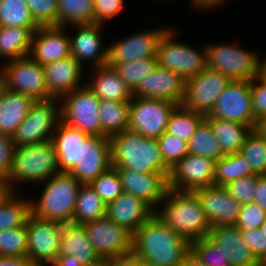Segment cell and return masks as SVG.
<instances>
[{
    "mask_svg": "<svg viewBox=\"0 0 266 266\" xmlns=\"http://www.w3.org/2000/svg\"><path fill=\"white\" fill-rule=\"evenodd\" d=\"M114 167L120 177L123 191L146 202L154 211L169 189L170 173H138L118 166ZM155 209H154V208Z\"/></svg>",
    "mask_w": 266,
    "mask_h": 266,
    "instance_id": "18",
    "label": "cell"
},
{
    "mask_svg": "<svg viewBox=\"0 0 266 266\" xmlns=\"http://www.w3.org/2000/svg\"><path fill=\"white\" fill-rule=\"evenodd\" d=\"M212 226L235 225L241 204L225 186L211 185L193 191Z\"/></svg>",
    "mask_w": 266,
    "mask_h": 266,
    "instance_id": "19",
    "label": "cell"
},
{
    "mask_svg": "<svg viewBox=\"0 0 266 266\" xmlns=\"http://www.w3.org/2000/svg\"><path fill=\"white\" fill-rule=\"evenodd\" d=\"M90 135L60 121L51 137L60 172H68L79 163L80 144Z\"/></svg>",
    "mask_w": 266,
    "mask_h": 266,
    "instance_id": "28",
    "label": "cell"
},
{
    "mask_svg": "<svg viewBox=\"0 0 266 266\" xmlns=\"http://www.w3.org/2000/svg\"><path fill=\"white\" fill-rule=\"evenodd\" d=\"M266 220V211L254 202L241 205L240 213L235 226L242 232L260 229Z\"/></svg>",
    "mask_w": 266,
    "mask_h": 266,
    "instance_id": "48",
    "label": "cell"
},
{
    "mask_svg": "<svg viewBox=\"0 0 266 266\" xmlns=\"http://www.w3.org/2000/svg\"><path fill=\"white\" fill-rule=\"evenodd\" d=\"M133 92L140 82L158 66L157 57H146L130 62L108 64Z\"/></svg>",
    "mask_w": 266,
    "mask_h": 266,
    "instance_id": "41",
    "label": "cell"
},
{
    "mask_svg": "<svg viewBox=\"0 0 266 266\" xmlns=\"http://www.w3.org/2000/svg\"><path fill=\"white\" fill-rule=\"evenodd\" d=\"M34 102L31 97L4 87L0 93V134L12 138Z\"/></svg>",
    "mask_w": 266,
    "mask_h": 266,
    "instance_id": "29",
    "label": "cell"
},
{
    "mask_svg": "<svg viewBox=\"0 0 266 266\" xmlns=\"http://www.w3.org/2000/svg\"><path fill=\"white\" fill-rule=\"evenodd\" d=\"M154 210L142 199L123 192L107 204L106 217L134 233L153 214Z\"/></svg>",
    "mask_w": 266,
    "mask_h": 266,
    "instance_id": "25",
    "label": "cell"
},
{
    "mask_svg": "<svg viewBox=\"0 0 266 266\" xmlns=\"http://www.w3.org/2000/svg\"><path fill=\"white\" fill-rule=\"evenodd\" d=\"M48 93L61 98L81 86L82 65L71 55L43 66Z\"/></svg>",
    "mask_w": 266,
    "mask_h": 266,
    "instance_id": "24",
    "label": "cell"
},
{
    "mask_svg": "<svg viewBox=\"0 0 266 266\" xmlns=\"http://www.w3.org/2000/svg\"><path fill=\"white\" fill-rule=\"evenodd\" d=\"M93 81L87 87L105 101L130 102L133 92L126 82L108 64L92 68Z\"/></svg>",
    "mask_w": 266,
    "mask_h": 266,
    "instance_id": "27",
    "label": "cell"
},
{
    "mask_svg": "<svg viewBox=\"0 0 266 266\" xmlns=\"http://www.w3.org/2000/svg\"><path fill=\"white\" fill-rule=\"evenodd\" d=\"M4 87H5L4 86V76H3L2 69H0V93L3 90Z\"/></svg>",
    "mask_w": 266,
    "mask_h": 266,
    "instance_id": "64",
    "label": "cell"
},
{
    "mask_svg": "<svg viewBox=\"0 0 266 266\" xmlns=\"http://www.w3.org/2000/svg\"><path fill=\"white\" fill-rule=\"evenodd\" d=\"M164 163L172 169L188 154V142L165 132L158 139Z\"/></svg>",
    "mask_w": 266,
    "mask_h": 266,
    "instance_id": "46",
    "label": "cell"
},
{
    "mask_svg": "<svg viewBox=\"0 0 266 266\" xmlns=\"http://www.w3.org/2000/svg\"><path fill=\"white\" fill-rule=\"evenodd\" d=\"M89 184L106 204L124 192L119 174L112 166Z\"/></svg>",
    "mask_w": 266,
    "mask_h": 266,
    "instance_id": "45",
    "label": "cell"
},
{
    "mask_svg": "<svg viewBox=\"0 0 266 266\" xmlns=\"http://www.w3.org/2000/svg\"><path fill=\"white\" fill-rule=\"evenodd\" d=\"M204 119L202 114L177 105L169 117L166 132L188 142Z\"/></svg>",
    "mask_w": 266,
    "mask_h": 266,
    "instance_id": "39",
    "label": "cell"
},
{
    "mask_svg": "<svg viewBox=\"0 0 266 266\" xmlns=\"http://www.w3.org/2000/svg\"><path fill=\"white\" fill-rule=\"evenodd\" d=\"M260 266H266V257H265V259L260 263Z\"/></svg>",
    "mask_w": 266,
    "mask_h": 266,
    "instance_id": "66",
    "label": "cell"
},
{
    "mask_svg": "<svg viewBox=\"0 0 266 266\" xmlns=\"http://www.w3.org/2000/svg\"><path fill=\"white\" fill-rule=\"evenodd\" d=\"M257 53L237 44L206 45L207 68L226 75L231 81H251L259 76L261 60Z\"/></svg>",
    "mask_w": 266,
    "mask_h": 266,
    "instance_id": "6",
    "label": "cell"
},
{
    "mask_svg": "<svg viewBox=\"0 0 266 266\" xmlns=\"http://www.w3.org/2000/svg\"><path fill=\"white\" fill-rule=\"evenodd\" d=\"M239 153L249 162L256 175H266V136L257 128L247 134Z\"/></svg>",
    "mask_w": 266,
    "mask_h": 266,
    "instance_id": "40",
    "label": "cell"
},
{
    "mask_svg": "<svg viewBox=\"0 0 266 266\" xmlns=\"http://www.w3.org/2000/svg\"><path fill=\"white\" fill-rule=\"evenodd\" d=\"M14 144L11 137L0 134V178L8 179L12 168Z\"/></svg>",
    "mask_w": 266,
    "mask_h": 266,
    "instance_id": "53",
    "label": "cell"
},
{
    "mask_svg": "<svg viewBox=\"0 0 266 266\" xmlns=\"http://www.w3.org/2000/svg\"><path fill=\"white\" fill-rule=\"evenodd\" d=\"M27 257L38 266L51 265L58 256L62 223L30 215L27 223Z\"/></svg>",
    "mask_w": 266,
    "mask_h": 266,
    "instance_id": "14",
    "label": "cell"
},
{
    "mask_svg": "<svg viewBox=\"0 0 266 266\" xmlns=\"http://www.w3.org/2000/svg\"><path fill=\"white\" fill-rule=\"evenodd\" d=\"M169 28L135 33L108 46L107 64L130 62L146 57H157L158 43Z\"/></svg>",
    "mask_w": 266,
    "mask_h": 266,
    "instance_id": "20",
    "label": "cell"
},
{
    "mask_svg": "<svg viewBox=\"0 0 266 266\" xmlns=\"http://www.w3.org/2000/svg\"><path fill=\"white\" fill-rule=\"evenodd\" d=\"M207 237L221 247L232 266H260L235 225L212 226Z\"/></svg>",
    "mask_w": 266,
    "mask_h": 266,
    "instance_id": "26",
    "label": "cell"
},
{
    "mask_svg": "<svg viewBox=\"0 0 266 266\" xmlns=\"http://www.w3.org/2000/svg\"><path fill=\"white\" fill-rule=\"evenodd\" d=\"M188 153L218 161L224 156L210 124L204 119L188 141Z\"/></svg>",
    "mask_w": 266,
    "mask_h": 266,
    "instance_id": "38",
    "label": "cell"
},
{
    "mask_svg": "<svg viewBox=\"0 0 266 266\" xmlns=\"http://www.w3.org/2000/svg\"><path fill=\"white\" fill-rule=\"evenodd\" d=\"M111 167L108 137L90 135L80 144L79 163L67 173L82 184H89Z\"/></svg>",
    "mask_w": 266,
    "mask_h": 266,
    "instance_id": "16",
    "label": "cell"
},
{
    "mask_svg": "<svg viewBox=\"0 0 266 266\" xmlns=\"http://www.w3.org/2000/svg\"><path fill=\"white\" fill-rule=\"evenodd\" d=\"M113 266H149L143 260L137 258L133 254L113 259Z\"/></svg>",
    "mask_w": 266,
    "mask_h": 266,
    "instance_id": "56",
    "label": "cell"
},
{
    "mask_svg": "<svg viewBox=\"0 0 266 266\" xmlns=\"http://www.w3.org/2000/svg\"><path fill=\"white\" fill-rule=\"evenodd\" d=\"M256 175L249 162L239 152L228 154L215 162L214 185L226 186L230 182Z\"/></svg>",
    "mask_w": 266,
    "mask_h": 266,
    "instance_id": "35",
    "label": "cell"
},
{
    "mask_svg": "<svg viewBox=\"0 0 266 266\" xmlns=\"http://www.w3.org/2000/svg\"><path fill=\"white\" fill-rule=\"evenodd\" d=\"M205 117L235 121L255 129L258 123L252 109L250 81H231L218 97L210 115Z\"/></svg>",
    "mask_w": 266,
    "mask_h": 266,
    "instance_id": "15",
    "label": "cell"
},
{
    "mask_svg": "<svg viewBox=\"0 0 266 266\" xmlns=\"http://www.w3.org/2000/svg\"><path fill=\"white\" fill-rule=\"evenodd\" d=\"M225 187L241 205L252 203L256 192V175L238 178Z\"/></svg>",
    "mask_w": 266,
    "mask_h": 266,
    "instance_id": "49",
    "label": "cell"
},
{
    "mask_svg": "<svg viewBox=\"0 0 266 266\" xmlns=\"http://www.w3.org/2000/svg\"><path fill=\"white\" fill-rule=\"evenodd\" d=\"M50 266H83V264L75 256L58 254Z\"/></svg>",
    "mask_w": 266,
    "mask_h": 266,
    "instance_id": "57",
    "label": "cell"
},
{
    "mask_svg": "<svg viewBox=\"0 0 266 266\" xmlns=\"http://www.w3.org/2000/svg\"><path fill=\"white\" fill-rule=\"evenodd\" d=\"M44 183L39 200H30L31 215L62 224L72 223L76 198L82 183L67 172L53 175Z\"/></svg>",
    "mask_w": 266,
    "mask_h": 266,
    "instance_id": "4",
    "label": "cell"
},
{
    "mask_svg": "<svg viewBox=\"0 0 266 266\" xmlns=\"http://www.w3.org/2000/svg\"><path fill=\"white\" fill-rule=\"evenodd\" d=\"M82 87L60 98L61 121L89 135L102 136L99 104L100 99L82 83Z\"/></svg>",
    "mask_w": 266,
    "mask_h": 266,
    "instance_id": "8",
    "label": "cell"
},
{
    "mask_svg": "<svg viewBox=\"0 0 266 266\" xmlns=\"http://www.w3.org/2000/svg\"><path fill=\"white\" fill-rule=\"evenodd\" d=\"M12 192L0 205V231L24 226L31 215L30 199L17 196Z\"/></svg>",
    "mask_w": 266,
    "mask_h": 266,
    "instance_id": "37",
    "label": "cell"
},
{
    "mask_svg": "<svg viewBox=\"0 0 266 266\" xmlns=\"http://www.w3.org/2000/svg\"><path fill=\"white\" fill-rule=\"evenodd\" d=\"M111 166L138 173H170L164 163L158 140L125 130L109 138Z\"/></svg>",
    "mask_w": 266,
    "mask_h": 266,
    "instance_id": "3",
    "label": "cell"
},
{
    "mask_svg": "<svg viewBox=\"0 0 266 266\" xmlns=\"http://www.w3.org/2000/svg\"><path fill=\"white\" fill-rule=\"evenodd\" d=\"M39 27L58 26V0H25Z\"/></svg>",
    "mask_w": 266,
    "mask_h": 266,
    "instance_id": "47",
    "label": "cell"
},
{
    "mask_svg": "<svg viewBox=\"0 0 266 266\" xmlns=\"http://www.w3.org/2000/svg\"><path fill=\"white\" fill-rule=\"evenodd\" d=\"M5 64L0 67L5 88L25 94L35 101L52 99L48 93L43 66L32 57L13 59Z\"/></svg>",
    "mask_w": 266,
    "mask_h": 266,
    "instance_id": "10",
    "label": "cell"
},
{
    "mask_svg": "<svg viewBox=\"0 0 266 266\" xmlns=\"http://www.w3.org/2000/svg\"><path fill=\"white\" fill-rule=\"evenodd\" d=\"M130 102L105 101L99 104L103 137H112L128 130Z\"/></svg>",
    "mask_w": 266,
    "mask_h": 266,
    "instance_id": "34",
    "label": "cell"
},
{
    "mask_svg": "<svg viewBox=\"0 0 266 266\" xmlns=\"http://www.w3.org/2000/svg\"><path fill=\"white\" fill-rule=\"evenodd\" d=\"M193 5V8H196L197 10H207L211 8H215L218 5L221 6L222 3L224 4L226 0H190ZM228 1V0H227Z\"/></svg>",
    "mask_w": 266,
    "mask_h": 266,
    "instance_id": "58",
    "label": "cell"
},
{
    "mask_svg": "<svg viewBox=\"0 0 266 266\" xmlns=\"http://www.w3.org/2000/svg\"><path fill=\"white\" fill-rule=\"evenodd\" d=\"M0 266H38L28 257L0 256Z\"/></svg>",
    "mask_w": 266,
    "mask_h": 266,
    "instance_id": "55",
    "label": "cell"
},
{
    "mask_svg": "<svg viewBox=\"0 0 266 266\" xmlns=\"http://www.w3.org/2000/svg\"><path fill=\"white\" fill-rule=\"evenodd\" d=\"M83 266H113V259L110 258H100L98 261L92 264Z\"/></svg>",
    "mask_w": 266,
    "mask_h": 266,
    "instance_id": "60",
    "label": "cell"
},
{
    "mask_svg": "<svg viewBox=\"0 0 266 266\" xmlns=\"http://www.w3.org/2000/svg\"><path fill=\"white\" fill-rule=\"evenodd\" d=\"M257 130H259L264 136H266V117L258 122Z\"/></svg>",
    "mask_w": 266,
    "mask_h": 266,
    "instance_id": "63",
    "label": "cell"
},
{
    "mask_svg": "<svg viewBox=\"0 0 266 266\" xmlns=\"http://www.w3.org/2000/svg\"><path fill=\"white\" fill-rule=\"evenodd\" d=\"M215 162L211 158L188 153L171 169L169 188L193 192L214 185Z\"/></svg>",
    "mask_w": 266,
    "mask_h": 266,
    "instance_id": "17",
    "label": "cell"
},
{
    "mask_svg": "<svg viewBox=\"0 0 266 266\" xmlns=\"http://www.w3.org/2000/svg\"><path fill=\"white\" fill-rule=\"evenodd\" d=\"M0 26L39 28L25 0H2L0 5Z\"/></svg>",
    "mask_w": 266,
    "mask_h": 266,
    "instance_id": "42",
    "label": "cell"
},
{
    "mask_svg": "<svg viewBox=\"0 0 266 266\" xmlns=\"http://www.w3.org/2000/svg\"><path fill=\"white\" fill-rule=\"evenodd\" d=\"M177 104L164 99L133 96L130 101L128 130L158 139L166 132L169 117Z\"/></svg>",
    "mask_w": 266,
    "mask_h": 266,
    "instance_id": "11",
    "label": "cell"
},
{
    "mask_svg": "<svg viewBox=\"0 0 266 266\" xmlns=\"http://www.w3.org/2000/svg\"><path fill=\"white\" fill-rule=\"evenodd\" d=\"M190 256L203 266H232L230 258L208 237L190 242Z\"/></svg>",
    "mask_w": 266,
    "mask_h": 266,
    "instance_id": "43",
    "label": "cell"
},
{
    "mask_svg": "<svg viewBox=\"0 0 266 266\" xmlns=\"http://www.w3.org/2000/svg\"><path fill=\"white\" fill-rule=\"evenodd\" d=\"M37 29L0 26V57L10 61L29 56L33 34Z\"/></svg>",
    "mask_w": 266,
    "mask_h": 266,
    "instance_id": "31",
    "label": "cell"
},
{
    "mask_svg": "<svg viewBox=\"0 0 266 266\" xmlns=\"http://www.w3.org/2000/svg\"><path fill=\"white\" fill-rule=\"evenodd\" d=\"M58 254L75 256L83 265L95 263L100 259L91 245L85 227L74 223L62 224L61 244Z\"/></svg>",
    "mask_w": 266,
    "mask_h": 266,
    "instance_id": "30",
    "label": "cell"
},
{
    "mask_svg": "<svg viewBox=\"0 0 266 266\" xmlns=\"http://www.w3.org/2000/svg\"><path fill=\"white\" fill-rule=\"evenodd\" d=\"M157 215L171 230L189 243L207 237L212 227L194 192L168 189Z\"/></svg>",
    "mask_w": 266,
    "mask_h": 266,
    "instance_id": "2",
    "label": "cell"
},
{
    "mask_svg": "<svg viewBox=\"0 0 266 266\" xmlns=\"http://www.w3.org/2000/svg\"><path fill=\"white\" fill-rule=\"evenodd\" d=\"M60 173L58 158L51 140L14 147L12 168L8 176V183L14 187L18 182L43 183L53 175Z\"/></svg>",
    "mask_w": 266,
    "mask_h": 266,
    "instance_id": "5",
    "label": "cell"
},
{
    "mask_svg": "<svg viewBox=\"0 0 266 266\" xmlns=\"http://www.w3.org/2000/svg\"><path fill=\"white\" fill-rule=\"evenodd\" d=\"M13 192L9 183L5 179L0 178V205L8 198V196Z\"/></svg>",
    "mask_w": 266,
    "mask_h": 266,
    "instance_id": "59",
    "label": "cell"
},
{
    "mask_svg": "<svg viewBox=\"0 0 266 266\" xmlns=\"http://www.w3.org/2000/svg\"><path fill=\"white\" fill-rule=\"evenodd\" d=\"M60 99L35 101L23 122L17 127L12 142L14 147L38 144L51 140L61 121ZM59 106V107H58Z\"/></svg>",
    "mask_w": 266,
    "mask_h": 266,
    "instance_id": "7",
    "label": "cell"
},
{
    "mask_svg": "<svg viewBox=\"0 0 266 266\" xmlns=\"http://www.w3.org/2000/svg\"><path fill=\"white\" fill-rule=\"evenodd\" d=\"M260 230L263 234L266 235V220L263 222V224L260 226Z\"/></svg>",
    "mask_w": 266,
    "mask_h": 266,
    "instance_id": "65",
    "label": "cell"
},
{
    "mask_svg": "<svg viewBox=\"0 0 266 266\" xmlns=\"http://www.w3.org/2000/svg\"><path fill=\"white\" fill-rule=\"evenodd\" d=\"M253 202L266 211V175H256V190Z\"/></svg>",
    "mask_w": 266,
    "mask_h": 266,
    "instance_id": "54",
    "label": "cell"
},
{
    "mask_svg": "<svg viewBox=\"0 0 266 266\" xmlns=\"http://www.w3.org/2000/svg\"><path fill=\"white\" fill-rule=\"evenodd\" d=\"M124 0H94V23L105 24L124 8Z\"/></svg>",
    "mask_w": 266,
    "mask_h": 266,
    "instance_id": "51",
    "label": "cell"
},
{
    "mask_svg": "<svg viewBox=\"0 0 266 266\" xmlns=\"http://www.w3.org/2000/svg\"><path fill=\"white\" fill-rule=\"evenodd\" d=\"M103 26L98 23L72 25L76 33L70 37V52L82 66L86 61L91 62L93 68L107 64L109 48H103L100 34Z\"/></svg>",
    "mask_w": 266,
    "mask_h": 266,
    "instance_id": "22",
    "label": "cell"
},
{
    "mask_svg": "<svg viewBox=\"0 0 266 266\" xmlns=\"http://www.w3.org/2000/svg\"><path fill=\"white\" fill-rule=\"evenodd\" d=\"M178 32L168 29L161 37L157 48L158 66L175 71L185 80L207 67L206 46L200 51L173 39ZM176 40V41H175Z\"/></svg>",
    "mask_w": 266,
    "mask_h": 266,
    "instance_id": "9",
    "label": "cell"
},
{
    "mask_svg": "<svg viewBox=\"0 0 266 266\" xmlns=\"http://www.w3.org/2000/svg\"><path fill=\"white\" fill-rule=\"evenodd\" d=\"M242 238L253 256L261 263L266 257V235L260 229H255L242 232Z\"/></svg>",
    "mask_w": 266,
    "mask_h": 266,
    "instance_id": "52",
    "label": "cell"
},
{
    "mask_svg": "<svg viewBox=\"0 0 266 266\" xmlns=\"http://www.w3.org/2000/svg\"><path fill=\"white\" fill-rule=\"evenodd\" d=\"M180 266H203V265H200L193 257L189 255Z\"/></svg>",
    "mask_w": 266,
    "mask_h": 266,
    "instance_id": "61",
    "label": "cell"
},
{
    "mask_svg": "<svg viewBox=\"0 0 266 266\" xmlns=\"http://www.w3.org/2000/svg\"><path fill=\"white\" fill-rule=\"evenodd\" d=\"M213 134L218 139L224 155L240 151L247 134L252 130L248 125L215 117H205Z\"/></svg>",
    "mask_w": 266,
    "mask_h": 266,
    "instance_id": "32",
    "label": "cell"
},
{
    "mask_svg": "<svg viewBox=\"0 0 266 266\" xmlns=\"http://www.w3.org/2000/svg\"><path fill=\"white\" fill-rule=\"evenodd\" d=\"M83 226L100 258L116 259L132 254L133 233L107 217Z\"/></svg>",
    "mask_w": 266,
    "mask_h": 266,
    "instance_id": "13",
    "label": "cell"
},
{
    "mask_svg": "<svg viewBox=\"0 0 266 266\" xmlns=\"http://www.w3.org/2000/svg\"><path fill=\"white\" fill-rule=\"evenodd\" d=\"M107 204L93 190L90 184H81L74 210L72 223L83 225L106 217Z\"/></svg>",
    "mask_w": 266,
    "mask_h": 266,
    "instance_id": "33",
    "label": "cell"
},
{
    "mask_svg": "<svg viewBox=\"0 0 266 266\" xmlns=\"http://www.w3.org/2000/svg\"><path fill=\"white\" fill-rule=\"evenodd\" d=\"M64 31L60 26L39 27L33 34L29 56L42 66L71 56L70 36Z\"/></svg>",
    "mask_w": 266,
    "mask_h": 266,
    "instance_id": "23",
    "label": "cell"
},
{
    "mask_svg": "<svg viewBox=\"0 0 266 266\" xmlns=\"http://www.w3.org/2000/svg\"><path fill=\"white\" fill-rule=\"evenodd\" d=\"M132 254L149 266H180L190 243L153 214L133 233Z\"/></svg>",
    "mask_w": 266,
    "mask_h": 266,
    "instance_id": "1",
    "label": "cell"
},
{
    "mask_svg": "<svg viewBox=\"0 0 266 266\" xmlns=\"http://www.w3.org/2000/svg\"><path fill=\"white\" fill-rule=\"evenodd\" d=\"M252 109L258 123L266 117V82L259 76L250 81Z\"/></svg>",
    "mask_w": 266,
    "mask_h": 266,
    "instance_id": "50",
    "label": "cell"
},
{
    "mask_svg": "<svg viewBox=\"0 0 266 266\" xmlns=\"http://www.w3.org/2000/svg\"><path fill=\"white\" fill-rule=\"evenodd\" d=\"M94 23V0H58V26Z\"/></svg>",
    "mask_w": 266,
    "mask_h": 266,
    "instance_id": "36",
    "label": "cell"
},
{
    "mask_svg": "<svg viewBox=\"0 0 266 266\" xmlns=\"http://www.w3.org/2000/svg\"><path fill=\"white\" fill-rule=\"evenodd\" d=\"M230 82L226 75L206 67L199 74L186 79L181 105L203 116H208L214 109L218 97Z\"/></svg>",
    "mask_w": 266,
    "mask_h": 266,
    "instance_id": "12",
    "label": "cell"
},
{
    "mask_svg": "<svg viewBox=\"0 0 266 266\" xmlns=\"http://www.w3.org/2000/svg\"><path fill=\"white\" fill-rule=\"evenodd\" d=\"M26 225L0 231V256L27 257Z\"/></svg>",
    "mask_w": 266,
    "mask_h": 266,
    "instance_id": "44",
    "label": "cell"
},
{
    "mask_svg": "<svg viewBox=\"0 0 266 266\" xmlns=\"http://www.w3.org/2000/svg\"><path fill=\"white\" fill-rule=\"evenodd\" d=\"M259 77L266 82V58L260 62Z\"/></svg>",
    "mask_w": 266,
    "mask_h": 266,
    "instance_id": "62",
    "label": "cell"
},
{
    "mask_svg": "<svg viewBox=\"0 0 266 266\" xmlns=\"http://www.w3.org/2000/svg\"><path fill=\"white\" fill-rule=\"evenodd\" d=\"M185 79L175 71L157 66L133 91V96L164 99L181 105L185 94Z\"/></svg>",
    "mask_w": 266,
    "mask_h": 266,
    "instance_id": "21",
    "label": "cell"
}]
</instances>
